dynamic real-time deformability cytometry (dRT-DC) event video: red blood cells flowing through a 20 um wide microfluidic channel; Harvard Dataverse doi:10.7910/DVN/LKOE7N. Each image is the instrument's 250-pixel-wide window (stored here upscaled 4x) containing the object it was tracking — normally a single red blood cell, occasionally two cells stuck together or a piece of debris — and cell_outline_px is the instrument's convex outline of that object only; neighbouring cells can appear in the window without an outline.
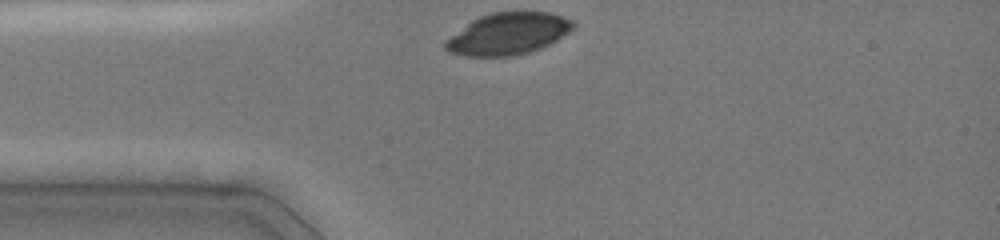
{"species": "common noctule bat (a hibernating species)", "species_latin": "Nyctalus noctula", "temperature_condition": "cold", "stored_images_in_passage": 43, "camera_frame_rate_fps": 3000, "um_per_image_px": 0.085, "animal": {"sex": "female", "body_mass_g": 19.0, "forearm_length_mm": 51.5}, "frame": {"image": 1, "passage_image": 1, "time_ms": 0.0, "image_size_px": [1000, 240], "cell_outline_px": [[576, 24], [568, 32], [556, 40], [540, 48], [516, 56], [464, 56], [448, 52], [444, 48], [444, 40], [472, 20], [480, 16], [492, 12], [552, 12], [572, 20]], "centroid_in_image_um": [43.15, 2.87], "position_along_channel_um": 41.8, "area_um2": 31.1}}
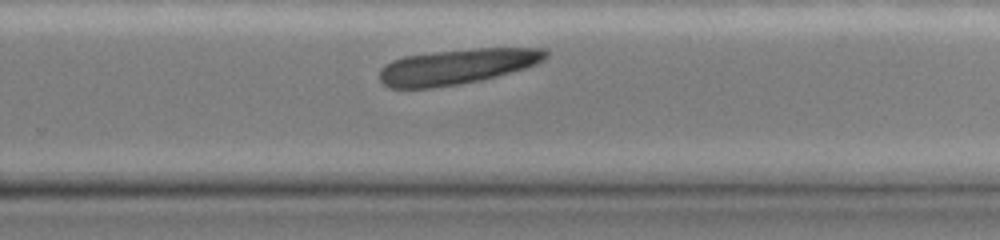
{"frame": {"image": 2, "passage_image": 35, "time_ms": 6.667, "image_size_px": [1000, 240], "cell_outline_px": [[548, 56], [544, 60], [536, 64], [524, 68], [496, 76], [480, 80], [432, 88], [388, 88], [380, 80], [380, 68], [384, 64], [392, 60], [404, 56], [436, 52], [476, 48], [548, 48]], "centroid_in_image_um": [38.84, 5.65], "position_along_channel_um": 291.0, "area_um2": 34.1}}